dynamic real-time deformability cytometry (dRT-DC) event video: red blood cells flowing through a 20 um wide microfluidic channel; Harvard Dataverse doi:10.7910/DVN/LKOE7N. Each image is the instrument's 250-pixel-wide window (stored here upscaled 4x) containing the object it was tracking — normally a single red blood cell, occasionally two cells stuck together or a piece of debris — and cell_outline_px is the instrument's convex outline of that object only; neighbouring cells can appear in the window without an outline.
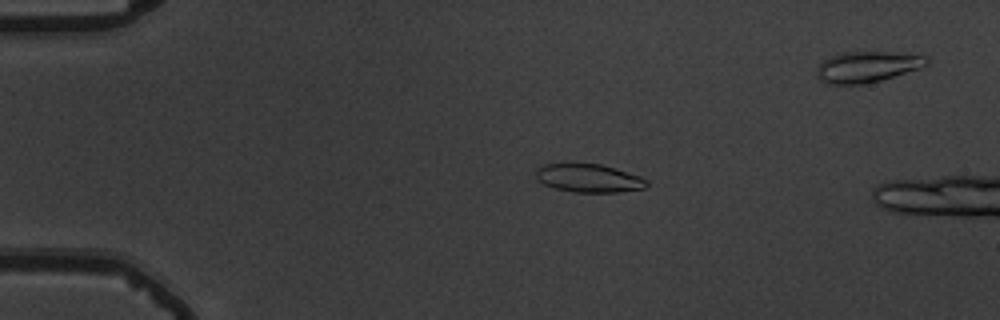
{"species": "common noctule bat (a hibernating species)", "species_latin": "Nyctalus noctula", "temperature_condition": "warm", "stored_images_in_passage": 54, "camera_frame_rate_fps": 3000, "um_per_image_px": 0.085, "animal": {"sex": "male", "body_mass_g": 19.5, "forearm_length_mm": 54.6}, "frame": {"image": 1, "passage_image": 13, "time_ms": 4.0, "image_size_px": [1000, 320], "cell_outline_px": [[648, 184], [644, 188], [616, 192], [572, 192], [556, 188], [544, 184], [536, 180], [536, 168], [544, 164], [600, 164], [640, 176], [648, 180]], "centroid_in_image_um": [50.02, 15.15], "position_along_channel_um": 35.0, "area_um2": 18.09}}
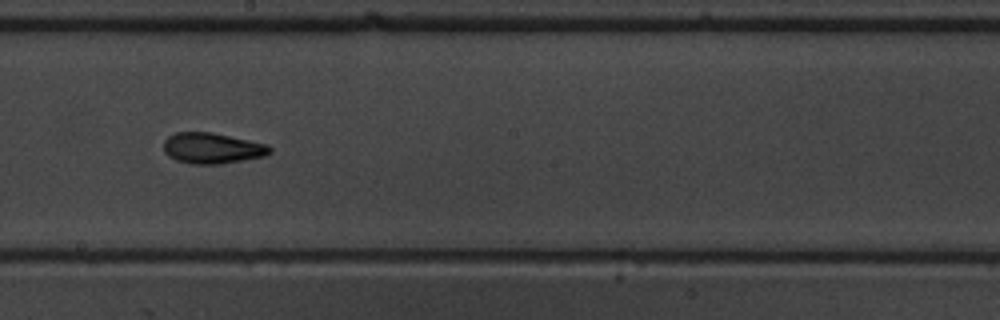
{"frame": {"image": 2, "passage_image": 33, "time_ms": 10.667, "image_size_px": [1000, 320], "cell_outline_px": [[272, 152], [264, 156], [220, 164], [192, 164], [176, 160], [168, 156], [164, 152], [164, 140], [168, 136], [176, 132], [212, 132], [268, 144], [272, 148]], "centroid_in_image_um": [18.03, 12.59], "position_along_channel_um": 230.2, "area_um2": 19.13}}
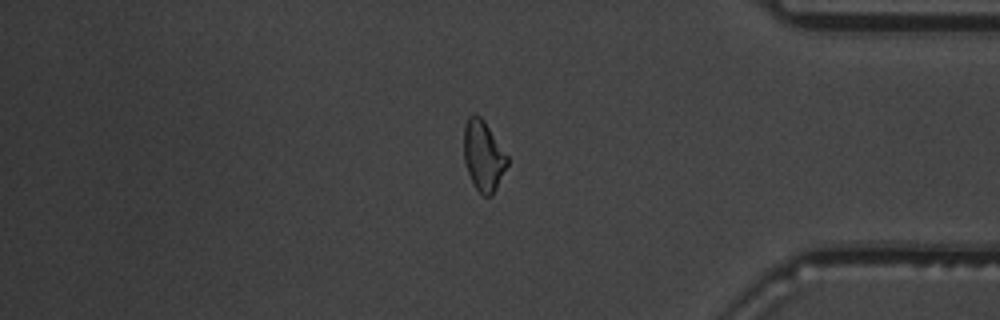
{"frame": {"image": 3, "passage_image": 48, "time_ms": 15.667, "image_size_px": [1000, 320], "cell_outline_px": [[508, 164], [492, 196], [484, 196], [476, 188], [468, 172], [464, 160], [464, 128], [468, 116], [476, 112], [484, 120], [508, 156]], "centroid_in_image_um": [41.08, 13.21], "position_along_channel_um": 394.1, "area_um2": 17.69}, "authors_computed_cell_mechanics": {"area_um2": 18.4382, "velocity_mm_per_s": 3.6985, "shape_relaxation_time_tau1_ms": 8.0417, "shape_relaxation_time_tau2_ms": 4.007, "deformation_change_tau1": 0.2194, "deformation_change_tau2": 0.1124}}